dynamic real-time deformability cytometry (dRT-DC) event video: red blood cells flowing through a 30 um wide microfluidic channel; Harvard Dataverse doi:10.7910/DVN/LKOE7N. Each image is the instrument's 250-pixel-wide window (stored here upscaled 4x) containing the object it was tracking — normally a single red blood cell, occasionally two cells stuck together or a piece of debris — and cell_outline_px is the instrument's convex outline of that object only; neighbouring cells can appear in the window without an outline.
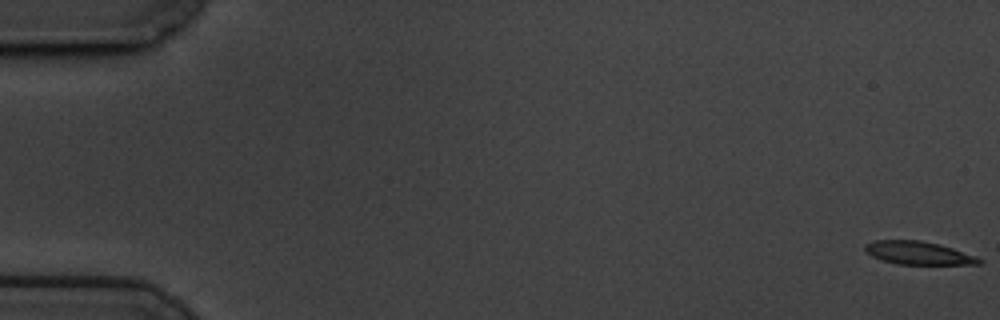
{"species": "common noctule bat (a hibernating species)", "species_latin": "Nyctalus noctula", "temperature_condition": "cold", "stored_images_in_passage": 59, "camera_frame_rate_fps": 3000, "um_per_image_px": 0.085, "animal": {"sex": "male", "body_mass_g": 19.5, "forearm_length_mm": 54.6}, "frame": {"image": 1, "passage_image": 1, "time_ms": 0.0, "image_size_px": [1000, 320], "cell_outline_px": [[984, 260], [980, 264], [896, 264], [880, 260], [872, 256], [864, 248], [864, 244], [876, 240], [920, 240], [940, 244], [976, 256]], "centroid_in_image_um": [78.06, 21.5], "position_along_channel_um": 6.9, "area_um2": 15.37}}
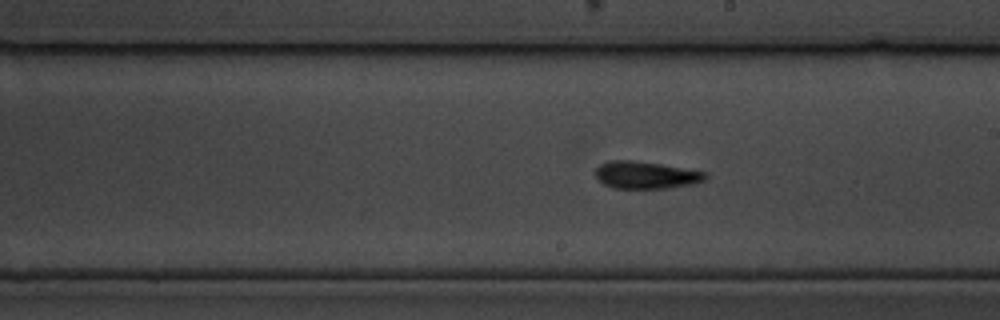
{"frame": {"image": 2, "passage_image": 34, "time_ms": 11.0, "image_size_px": [1000, 320], "cell_outline_px": [[708, 176], [704, 180], [692, 184], [668, 188], [612, 188], [604, 184], [596, 176], [596, 168], [600, 164], [608, 160], [632, 160], [660, 164], [708, 172]], "centroid_in_image_um": [54.91, 14.87], "position_along_channel_um": 234.1, "area_um2": 17.46}}
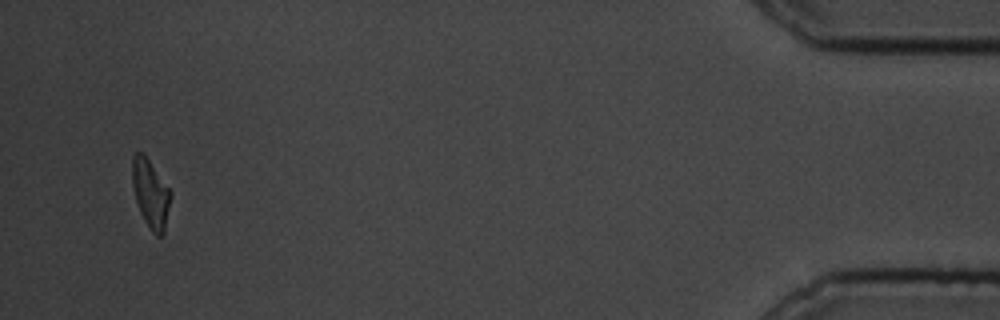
{"frame": {"image": 3, "passage_image": 57, "time_ms": 18.667, "image_size_px": [1000, 320], "cell_outline_px": [[172, 196], [164, 232], [160, 236], [156, 236], [148, 228], [140, 212], [136, 200], [132, 184], [132, 156], [136, 152], [144, 152], [172, 192]], "centroid_in_image_um": [12.81, 16.44], "position_along_channel_um": 422.4, "area_um2": 15.55}, "authors_computed_cell_mechanics": {"area_um2": 16.2996, "velocity_mm_per_s": 3.4517, "shape_relaxation_time_tau1_ms": 3.8514, "shape_relaxation_time_tau2_ms": 3.1257, "deformation_change_tau1": 0.1691, "deformation_change_tau2": 0.1313}}